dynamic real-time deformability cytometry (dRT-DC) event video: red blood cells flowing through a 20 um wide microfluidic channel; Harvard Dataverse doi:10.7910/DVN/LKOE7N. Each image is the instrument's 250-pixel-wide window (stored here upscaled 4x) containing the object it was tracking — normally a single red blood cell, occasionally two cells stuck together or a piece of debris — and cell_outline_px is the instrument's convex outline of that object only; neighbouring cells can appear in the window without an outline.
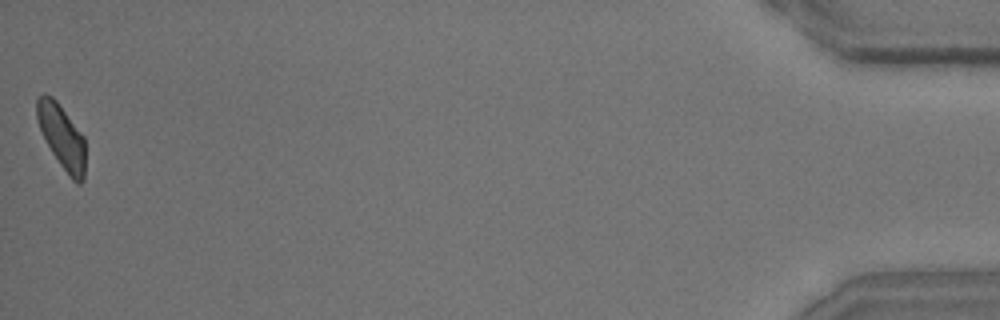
{"species": "common noctule bat (a hibernating species)", "species_latin": "Nyctalus noctula", "temperature_condition": "room temperature", "stored_images_in_passage": 42, "camera_frame_rate_fps": 3000, "um_per_image_px": 0.085, "animal": {"sex": "male", "body_mass_g": 15.6}, "frame": {"image": 1, "passage_image": 42, "time_ms": 13.667, "image_size_px": [1000, 320], "cell_outline_px": [[84, 180], [80, 184], [76, 184], [72, 180], [60, 164], [52, 152], [40, 128], [36, 116], [36, 100], [44, 92], [52, 96], [56, 100], [84, 136]], "centroid_in_image_um": [5.25, 11.61], "position_along_channel_um": 429.9, "area_um2": 17.86}, "authors_computed_cell_mechanics": {"area_um2": 19.1029, "velocity_mm_per_s": 4.0695, "shape_relaxation_time_tau1_ms": 7.0961, "shape_relaxation_time_tau2_ms": 2.2369, "deformation_change_tau1": 0.1433, "deformation_change_tau2": 0.0881}}